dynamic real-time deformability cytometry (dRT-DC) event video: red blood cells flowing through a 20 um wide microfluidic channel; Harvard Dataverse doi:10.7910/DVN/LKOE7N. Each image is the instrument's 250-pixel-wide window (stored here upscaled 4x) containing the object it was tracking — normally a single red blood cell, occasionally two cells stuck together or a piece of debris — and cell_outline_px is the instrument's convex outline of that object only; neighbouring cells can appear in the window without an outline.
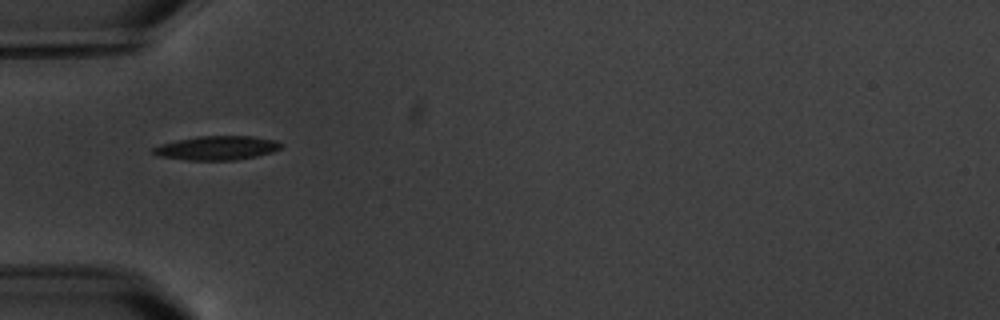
{"species": "common noctule bat (a hibernating species)", "species_latin": "Nyctalus noctula", "temperature_condition": "warm", "stored_images_in_passage": 6, "camera_frame_rate_fps": 3000, "um_per_image_px": 0.085, "animal": {"sex": "male", "body_mass_g": 20.1, "forearm_length_mm": 53.5}, "frame": {"image": 1, "passage_image": 1, "time_ms": 0.0, "image_size_px": [1000, 320], "cell_outline_px": [[284, 144], [280, 148], [272, 152], [256, 156], [236, 160], [188, 160], [156, 156], [148, 152], [152, 148], [160, 144], [176, 140], [196, 136], [252, 136], [276, 140]], "centroid_in_image_um": [18.38, 12.57], "position_along_channel_um": 66.6, "area_um2": 18.15}}
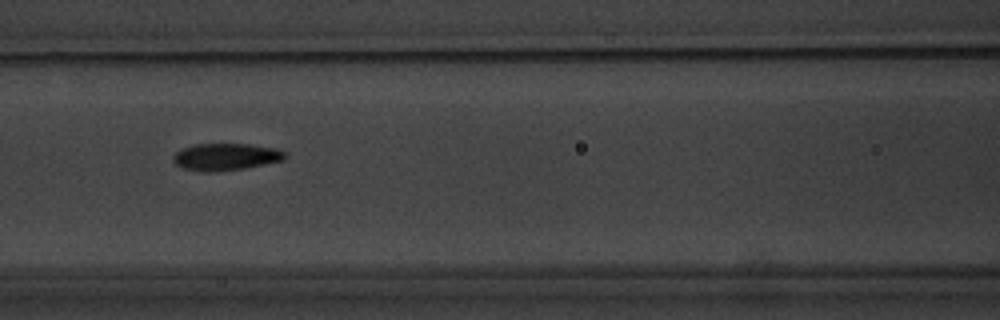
{"frame": {"image": 2, "passage_image": 3, "time_ms": 2.333, "image_size_px": [1000, 320], "cell_outline_px": [[288, 156], [284, 160], [244, 168], [216, 172], [204, 172], [184, 168], [176, 164], [172, 160], [172, 156], [176, 152], [184, 148], [196, 144], [248, 144], [276, 148], [288, 152]], "centroid_in_image_um": [19.23, 13.33], "position_along_channel_um": 147.4, "area_um2": 17.69}}
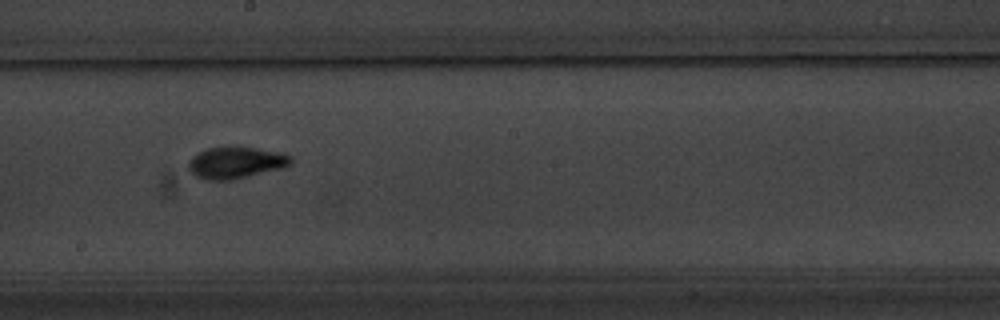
{"frame": {"image": 3, "passage_image": 5, "time_ms": 4.667, "image_size_px": [1000, 320], "cell_outline_px": [[292, 164], [284, 168], [232, 180], [204, 180], [196, 176], [188, 168], [188, 160], [192, 156], [208, 148], [224, 144], [236, 144], [280, 152], [292, 156]], "centroid_in_image_um": [20.06, 13.78], "position_along_channel_um": 228.1, "area_um2": 19.71}}